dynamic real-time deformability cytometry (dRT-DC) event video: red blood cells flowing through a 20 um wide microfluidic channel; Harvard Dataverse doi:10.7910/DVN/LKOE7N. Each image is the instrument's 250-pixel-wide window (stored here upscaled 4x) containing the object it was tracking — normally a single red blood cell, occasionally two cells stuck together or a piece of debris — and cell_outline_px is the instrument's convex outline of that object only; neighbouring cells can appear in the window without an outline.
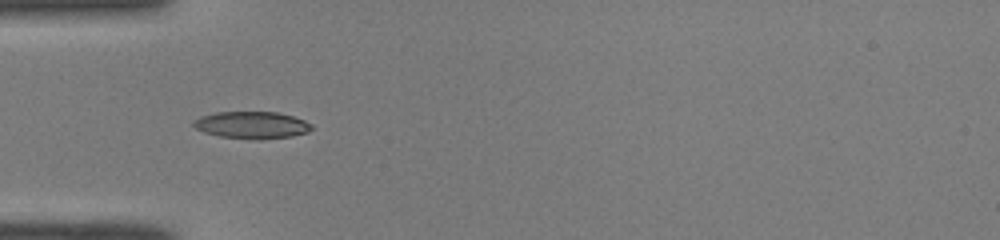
{"species": "common noctule bat (a hibernating species)", "species_latin": "Nyctalus noctula", "temperature_condition": "room temperature", "stored_images_in_passage": 35, "camera_frame_rate_fps": 3000, "um_per_image_px": 0.085, "animal": {"sex": "male", "body_mass_g": 19.0, "forearm_length_mm": 50.8}, "frame": {"image": 1, "passage_image": 1, "time_ms": 0.0, "image_size_px": [1000, 240], "cell_outline_px": [[312, 128], [308, 132], [292, 136], [260, 140], [256, 140], [220, 136], [204, 132], [196, 128], [192, 124], [192, 120], [200, 116], [216, 112], [276, 112], [292, 116], [304, 120], [312, 124]], "centroid_in_image_um": [21.39, 10.63], "position_along_channel_um": 63.6, "area_um2": 18.73}}
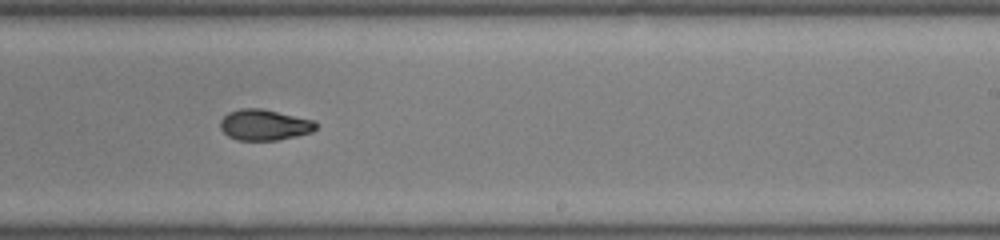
{"frame": {"image": 2, "passage_image": 16, "time_ms": 5.0, "image_size_px": [1000, 240], "cell_outline_px": [[316, 128], [312, 132], [296, 136], [276, 140], [236, 140], [228, 136], [220, 128], [220, 120], [228, 112], [240, 108], [260, 108], [312, 120], [316, 124]], "centroid_in_image_um": [22.42, 10.62], "position_along_channel_um": 266.6, "area_um2": 17.05}}
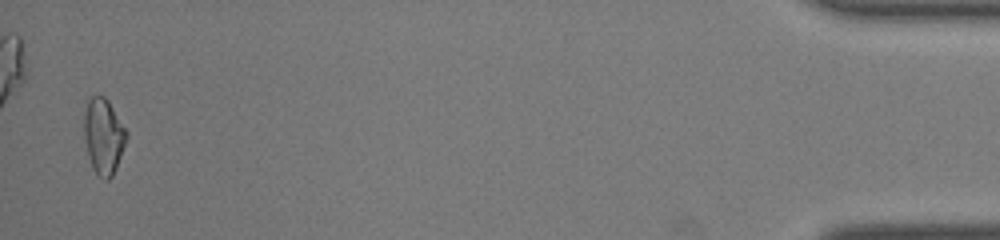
{"frame": {"image": 3, "passage_image": 34, "time_ms": 11.0, "image_size_px": [1000, 240], "cell_outline_px": [[128, 136], [116, 168], [112, 176], [108, 180], [104, 180], [92, 168], [88, 156], [84, 140], [84, 116], [88, 100], [92, 96], [104, 96], [108, 100], [128, 132]], "centroid_in_image_um": [8.8, 11.58], "position_along_channel_um": 426.4, "area_um2": 18.67}, "authors_computed_cell_mechanics": {"area_um2": 17.6868, "velocity_mm_per_s": 4.0986, "shape_relaxation_time_tau1_ms": null, "shape_relaxation_time_tau2_ms": 3.1318, "deformation_change_tau1": null, "deformation_change_tau2": 0.0772}}